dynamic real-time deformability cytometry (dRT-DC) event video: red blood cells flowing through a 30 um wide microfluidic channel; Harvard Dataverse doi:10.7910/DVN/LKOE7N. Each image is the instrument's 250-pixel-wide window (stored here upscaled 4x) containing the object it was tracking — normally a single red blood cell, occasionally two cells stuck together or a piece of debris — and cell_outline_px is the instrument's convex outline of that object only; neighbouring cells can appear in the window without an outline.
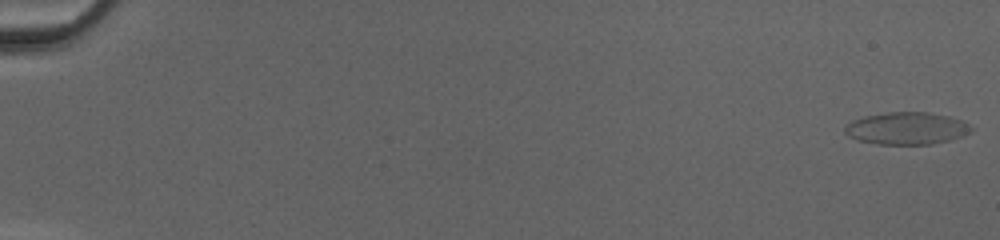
{"species": "common noctule bat (a hibernating species)", "species_latin": "Nyctalus noctula", "temperature_condition": "cold", "stored_images_in_passage": 53, "camera_frame_rate_fps": 3000, "um_per_image_px": 0.085, "animal": {"sex": "female", "body_mass_g": 20.0, "forearm_length_mm": 54.0}, "frame": {"image": 1, "passage_image": 1, "time_ms": 0.0, "image_size_px": [1000, 240], "cell_outline_px": [[972, 132], [964, 136], [932, 144], [880, 144], [860, 140], [848, 136], [844, 132], [844, 128], [852, 120], [864, 116], [888, 112], [928, 112], [948, 116], [960, 120], [972, 128]], "centroid_in_image_um": [77.06, 10.9], "position_along_channel_um": 7.9, "area_um2": 23.58}}
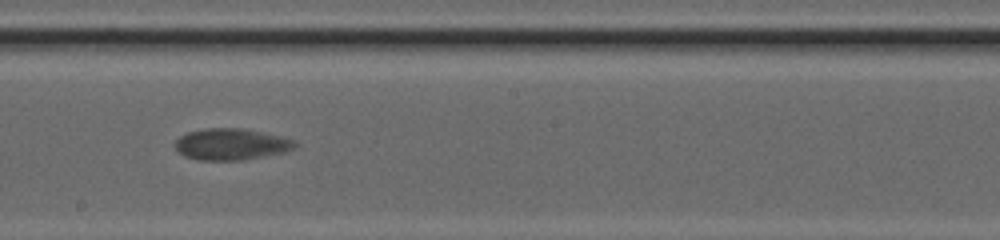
{"frame": {"image": 2, "passage_image": 32, "time_ms": 10.333, "image_size_px": [1000, 240], "cell_outline_px": [[296, 144], [292, 148], [284, 152], [240, 160], [200, 160], [184, 156], [176, 148], [176, 140], [180, 136], [188, 132], [204, 128], [240, 128], [260, 132], [292, 140]], "centroid_in_image_um": [19.58, 12.26], "position_along_channel_um": 228.6, "area_um2": 21.39}}
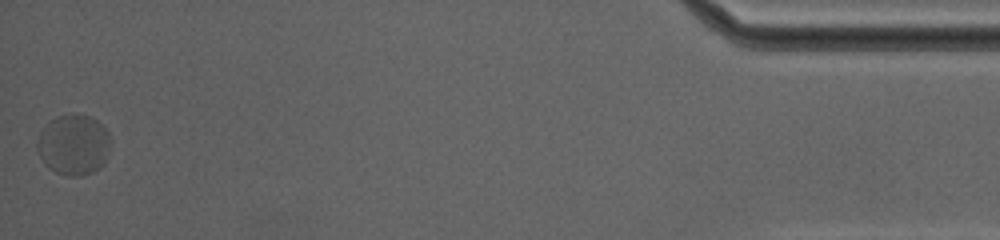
{"frame": {"image": 3, "passage_image": 53, "time_ms": 17.333, "image_size_px": [1000, 240], "cell_outline_px": [[108, 156], [104, 164], [92, 172], [80, 176], [68, 176], [56, 172], [48, 168], [44, 164], [36, 148], [36, 144], [40, 132], [52, 120], [60, 116], [72, 112], [88, 116], [96, 120], [108, 132]], "centroid_in_image_um": [6.24, 12.32], "position_along_channel_um": 429.0, "area_um2": 25.72}, "authors_computed_cell_mechanics": {"area_um2": 22.1374, "velocity_mm_per_s": 4.0374, "shape_relaxation_time_tau1_ms": 3.006, "shape_relaxation_time_tau2_ms": null, "deformation_change_tau1": 0.0933, "deformation_change_tau2": null}}